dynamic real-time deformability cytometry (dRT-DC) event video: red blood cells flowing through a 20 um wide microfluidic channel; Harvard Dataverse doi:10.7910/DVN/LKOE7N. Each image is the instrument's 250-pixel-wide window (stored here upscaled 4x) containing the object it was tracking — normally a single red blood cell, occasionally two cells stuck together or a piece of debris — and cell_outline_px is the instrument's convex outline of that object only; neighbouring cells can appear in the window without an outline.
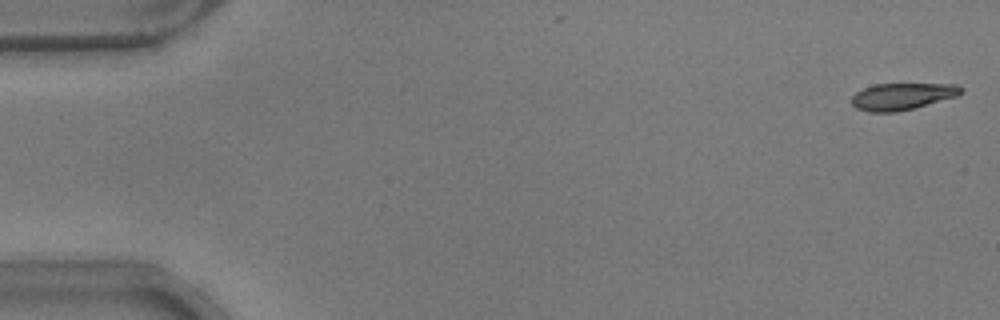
{"species": "common noctule bat (a hibernating species)", "species_latin": "Nyctalus noctula", "temperature_condition": "warm", "stored_images_in_passage": 53, "camera_frame_rate_fps": 3000, "um_per_image_px": 0.085, "animal": {"sex": "male", "body_mass_g": 17.9}, "frame": {"image": 1, "passage_image": 1, "time_ms": 0.0, "image_size_px": [1000, 320], "cell_outline_px": [[964, 92], [956, 96], [912, 108], [896, 112], [868, 112], [856, 108], [852, 104], [852, 96], [856, 92], [864, 88], [876, 84], [956, 84], [964, 88]], "centroid_in_image_um": [76.68, 8.19], "position_along_channel_um": 8.3, "area_um2": 16.94}}
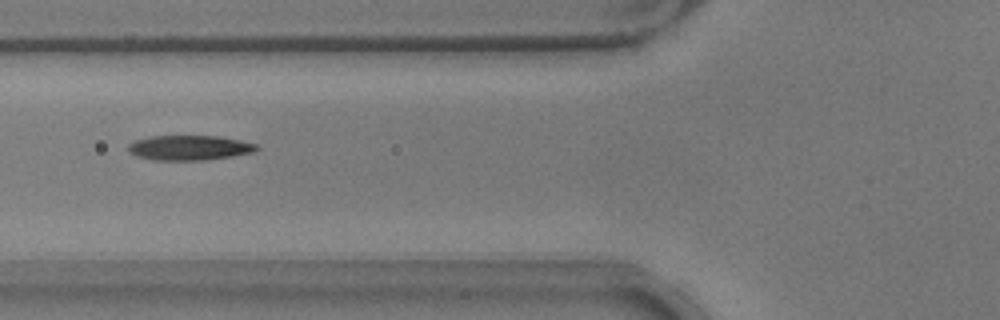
{"frame": {"image": 2, "passage_image": 20, "time_ms": 6.333, "image_size_px": [1000, 320], "cell_outline_px": [[260, 148], [256, 152], [232, 156], [204, 160], [152, 160], [136, 156], [128, 152], [128, 144], [136, 140], [152, 136], [216, 136], [256, 144]], "centroid_in_image_um": [16.07, 12.57], "position_along_channel_um": 109.7, "area_um2": 18.55}}
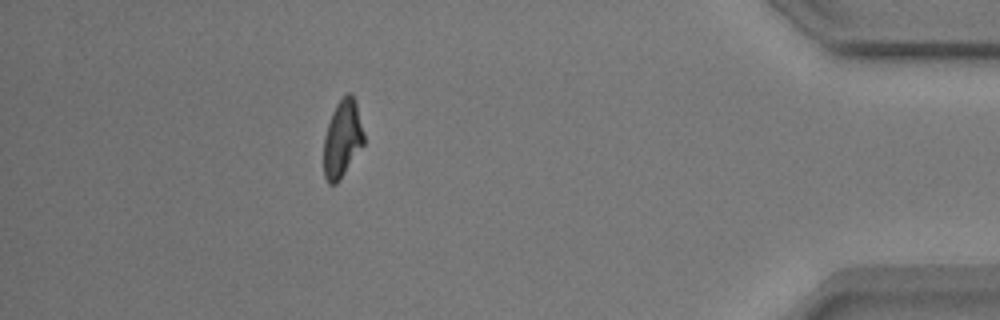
{"frame": {"image": 3, "passage_image": 47, "time_ms": 15.333, "image_size_px": [1000, 320], "cell_outline_px": [[364, 144], [340, 180], [336, 184], [328, 184], [324, 176], [324, 136], [332, 112], [336, 104], [348, 92], [352, 92], [356, 100], [364, 132]], "centroid_in_image_um": [29.11, 11.78], "position_along_channel_um": 406.1, "area_um2": 18.26}, "authors_computed_cell_mechanics": {"area_um2": 18.496, "velocity_mm_per_s": 3.8218, "shape_relaxation_time_tau1_ms": 4.6298, "shape_relaxation_time_tau2_ms": 2.669, "deformation_change_tau1": 0.1779, "deformation_change_tau2": 0.0908}}